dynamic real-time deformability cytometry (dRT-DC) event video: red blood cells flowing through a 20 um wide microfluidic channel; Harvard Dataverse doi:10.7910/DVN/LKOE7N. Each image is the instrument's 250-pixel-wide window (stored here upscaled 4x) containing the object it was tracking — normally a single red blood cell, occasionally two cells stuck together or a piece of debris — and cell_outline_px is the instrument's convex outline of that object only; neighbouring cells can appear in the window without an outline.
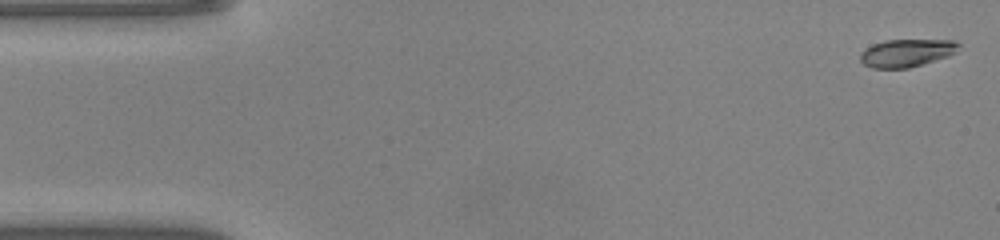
{"species": "common noctule bat (a hibernating species)", "species_latin": "Nyctalus noctula", "temperature_condition": "warm", "stored_images_in_passage": 44, "camera_frame_rate_fps": 3000, "um_per_image_px": 0.085, "animal": {"sex": "male", "body_mass_g": 20.0, "forearm_length_mm": 53.3}, "frame": {"image": 1, "passage_image": 1, "time_ms": 0.0, "image_size_px": [1000, 240], "cell_outline_px": [[960, 44], [956, 52], [948, 56], [908, 68], [872, 68], [864, 64], [860, 60], [860, 52], [864, 48], [872, 44], [884, 40], [952, 40]], "centroid_in_image_um": [77.02, 4.49], "position_along_channel_um": 8.0, "area_um2": 15.9}}
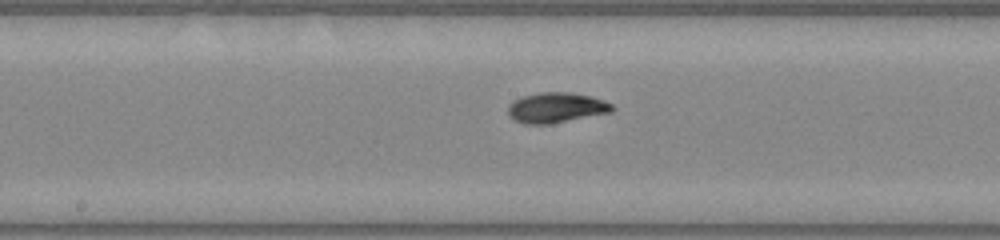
{"frame": {"image": 2, "passage_image": 24, "time_ms": 7.667, "image_size_px": [1000, 240], "cell_outline_px": [[616, 108], [612, 112], [552, 124], [524, 124], [508, 116], [508, 104], [512, 100], [524, 96], [540, 92], [572, 92], [592, 96], [604, 100], [612, 104]], "centroid_in_image_um": [47.29, 9.15], "position_along_channel_um": 200.9, "area_um2": 18.67}}
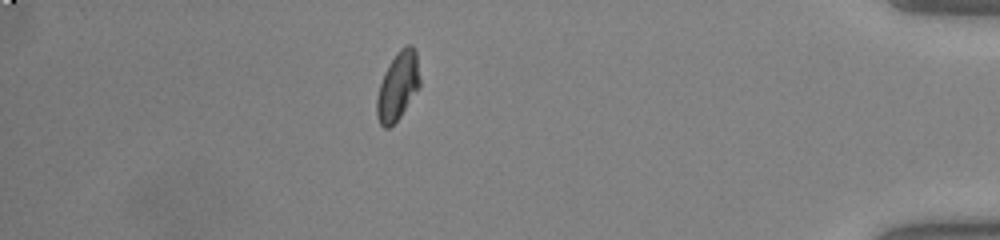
{"frame": {"image": 3, "passage_image": 42, "time_ms": 13.667, "image_size_px": [1000, 240], "cell_outline_px": [[420, 88], [400, 116], [388, 128], [384, 128], [380, 124], [376, 116], [376, 100], [380, 84], [384, 72], [388, 64], [396, 52], [400, 48], [408, 44], [412, 44], [416, 52], [420, 80]], "centroid_in_image_um": [33.81, 7.3], "position_along_channel_um": 401.4, "area_um2": 17.22}, "authors_computed_cell_mechanics": {"area_um2": 17.2244, "velocity_mm_per_s": 4.1435, "shape_relaxation_time_tau1_ms": 3.546, "shape_relaxation_time_tau2_ms": 1.1951, "deformation_change_tau1": 0.1407, "deformation_change_tau2": 0.0481}}